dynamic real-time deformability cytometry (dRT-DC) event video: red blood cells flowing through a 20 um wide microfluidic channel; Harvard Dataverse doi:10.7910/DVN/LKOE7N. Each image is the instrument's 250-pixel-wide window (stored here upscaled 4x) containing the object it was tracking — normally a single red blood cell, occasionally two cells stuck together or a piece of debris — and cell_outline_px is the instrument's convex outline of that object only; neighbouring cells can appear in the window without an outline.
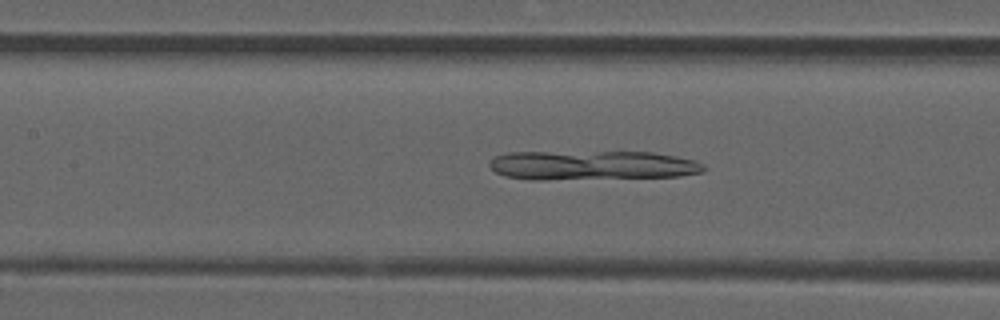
{"species": "common noctule bat (a hibernating species)", "species_latin": "Nyctalus noctula", "temperature_condition": "room temperature", "stored_images_in_passage": 50, "camera_frame_rate_fps": 3000, "um_per_image_px": 0.085, "animal": {"sex": "male", "forearm_length_mm": 52.5}, "frame": {"image": 1, "passage_image": 22, "time_ms": 7.0, "image_size_px": [1000, 320], "cell_outline_px": [[708, 168], [704, 172], [680, 176], [540, 180], [528, 180], [504, 176], [496, 172], [488, 164], [492, 156], [508, 152], [652, 152], [676, 156], [696, 160]], "centroid_in_image_um": [50.31, 14.05], "position_along_channel_um": 157.1, "area_um2": 37.05}}
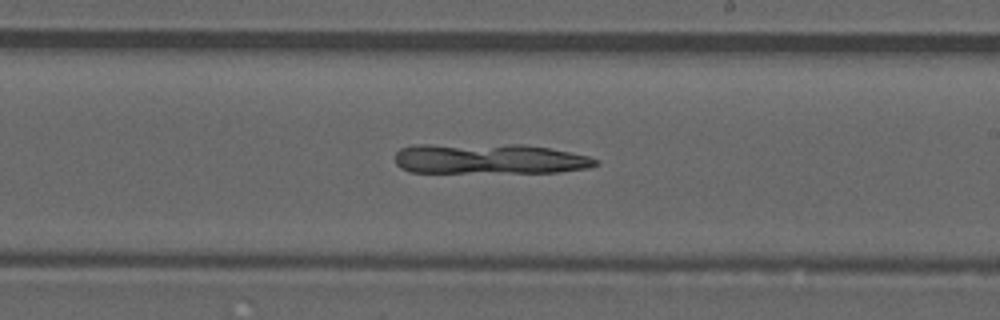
{"frame": {"image": 2, "passage_image": 29, "time_ms": 9.333, "image_size_px": [1000, 320], "cell_outline_px": [[600, 164], [588, 168], [560, 172], [408, 172], [400, 168], [396, 164], [396, 152], [400, 148], [416, 144], [524, 144], [548, 148], [588, 156], [600, 160]], "centroid_in_image_um": [41.58, 13.49], "position_along_channel_um": 247.4, "area_um2": 35.78}}
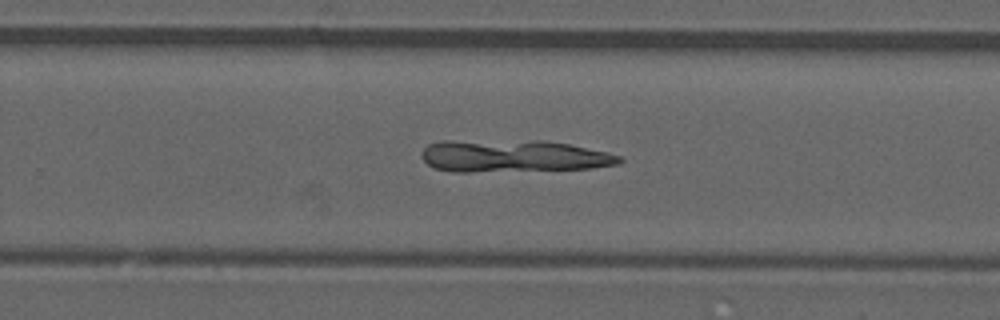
{"frame": {"image": 3, "passage_image": 32, "time_ms": 10.333, "image_size_px": [1000, 320], "cell_outline_px": [[624, 160], [620, 164], [592, 168], [472, 172], [452, 172], [436, 168], [428, 164], [420, 156], [420, 152], [428, 144], [440, 140], [544, 140], [568, 144], [608, 152], [620, 156]], "centroid_in_image_um": [43.6, 13.25], "position_along_channel_um": 286.2, "area_um2": 37.63}}